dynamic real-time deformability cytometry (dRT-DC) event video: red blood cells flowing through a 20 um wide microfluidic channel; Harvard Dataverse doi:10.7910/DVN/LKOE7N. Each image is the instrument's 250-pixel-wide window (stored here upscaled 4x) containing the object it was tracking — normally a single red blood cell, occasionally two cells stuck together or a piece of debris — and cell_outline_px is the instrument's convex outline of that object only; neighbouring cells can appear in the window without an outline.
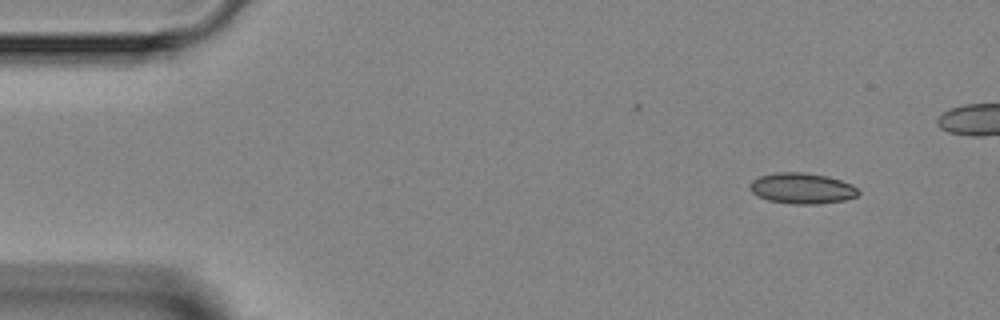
{"species": "Egyptian fruit bat (a non-hibernating species)", "species_latin": "Rousettus aegyptiacus", "temperature_condition": "room temperature", "stored_images_in_passage": 5, "camera_frame_rate_fps": 3000, "um_per_image_px": 0.085, "animal": {"sex": "female"}, "frame": {"image": 1, "passage_image": 2, "time_ms": 1.667, "image_size_px": [1000, 320], "cell_outline_px": [[860, 192], [856, 196], [844, 200], [816, 204], [792, 204], [768, 200], [756, 196], [748, 188], [748, 184], [752, 180], [760, 176], [776, 172], [804, 172], [828, 176], [852, 184]], "centroid_in_image_um": [68.13, 16.0], "position_along_channel_um": 16.9, "area_um2": 19.59}}
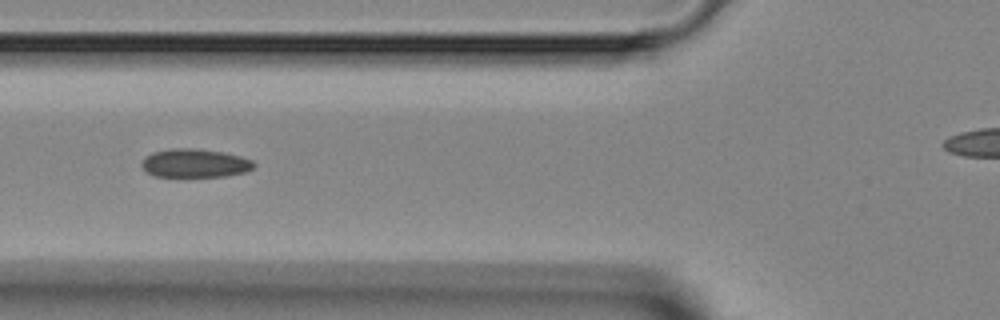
{"frame": {"image": 2, "passage_image": 5, "time_ms": 6.0, "image_size_px": [1000, 320], "cell_outline_px": [[256, 164], [252, 168], [244, 172], [228, 176], [156, 176], [148, 172], [140, 164], [144, 156], [152, 152], [172, 148], [192, 148], [224, 152], [240, 156], [252, 160]], "centroid_in_image_um": [16.56, 13.86], "position_along_channel_um": 109.2, "area_um2": 18.61}}